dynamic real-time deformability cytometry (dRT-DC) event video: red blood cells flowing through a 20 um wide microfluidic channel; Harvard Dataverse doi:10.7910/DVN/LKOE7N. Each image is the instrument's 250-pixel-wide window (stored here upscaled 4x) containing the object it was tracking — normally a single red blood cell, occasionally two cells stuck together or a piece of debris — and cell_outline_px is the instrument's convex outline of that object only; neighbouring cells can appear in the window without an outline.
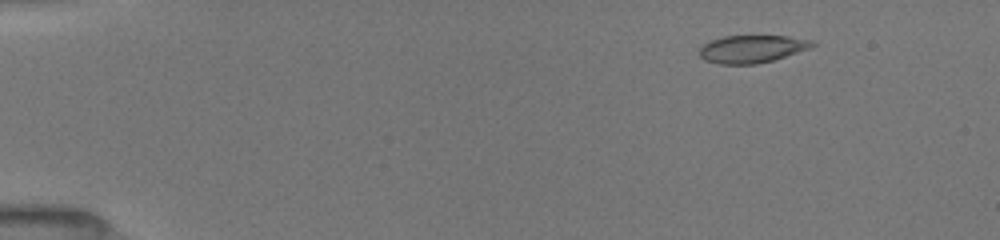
{"species": "common noctule bat (a hibernating species)", "species_latin": "Nyctalus noctula", "temperature_condition": "room temperature", "stored_images_in_passage": 51, "camera_frame_rate_fps": 3000, "um_per_image_px": 0.085, "animal": {"sex": "female", "body_mass_g": 19.5, "forearm_length_mm": 54.1}, "frame": {"image": 1, "passage_image": 6, "time_ms": 1.667, "image_size_px": [1000, 240], "cell_outline_px": [[816, 44], [808, 48], [772, 60], [756, 64], [720, 64], [704, 60], [700, 56], [700, 44], [724, 36], [788, 36], [812, 40]], "centroid_in_image_um": [63.86, 4.15], "position_along_channel_um": 21.1, "area_um2": 17.98}}
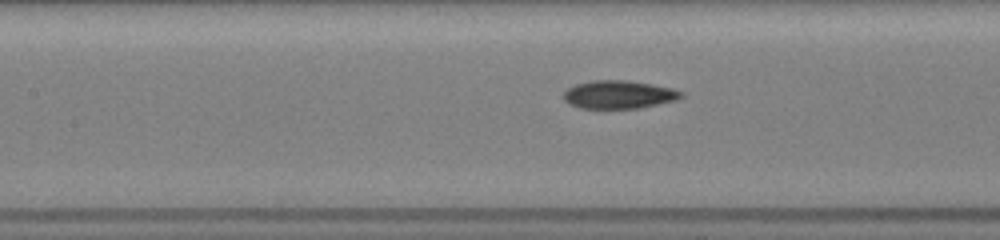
{"frame": {"image": 2, "passage_image": 24, "time_ms": 7.667, "image_size_px": [1000, 240], "cell_outline_px": [[684, 96], [676, 100], [640, 108], [580, 108], [568, 104], [564, 100], [564, 92], [568, 88], [576, 84], [592, 80], [628, 80], [652, 84], [672, 88], [684, 92]], "centroid_in_image_um": [52.61, 8.03], "position_along_channel_um": 154.8, "area_um2": 19.36}}
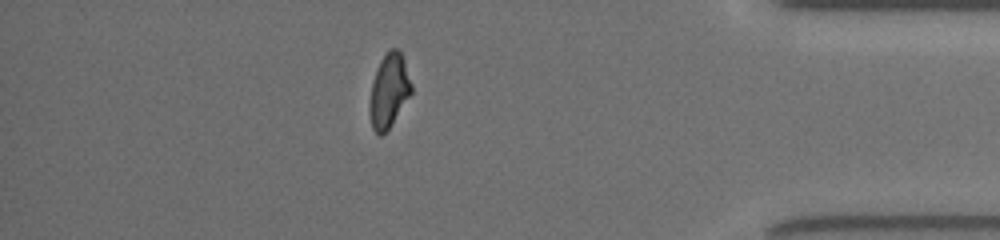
{"frame": {"image": 3, "passage_image": 45, "time_ms": 14.667, "image_size_px": [1000, 240], "cell_outline_px": [[412, 92], [388, 128], [380, 136], [372, 128], [368, 112], [368, 104], [372, 84], [376, 68], [380, 60], [388, 48], [396, 48], [400, 52], [404, 60], [412, 84]], "centroid_in_image_um": [33.03, 7.68], "position_along_channel_um": 402.2, "area_um2": 17.92}, "authors_computed_cell_mechanics": {"area_um2": 18.9584, "velocity_mm_per_s": 3.9945, "shape_relaxation_time_tau1_ms": 3.1469, "shape_relaxation_time_tau2_ms": 2.7047, "deformation_change_tau1": 0.1414, "deformation_change_tau2": 0.0904}}